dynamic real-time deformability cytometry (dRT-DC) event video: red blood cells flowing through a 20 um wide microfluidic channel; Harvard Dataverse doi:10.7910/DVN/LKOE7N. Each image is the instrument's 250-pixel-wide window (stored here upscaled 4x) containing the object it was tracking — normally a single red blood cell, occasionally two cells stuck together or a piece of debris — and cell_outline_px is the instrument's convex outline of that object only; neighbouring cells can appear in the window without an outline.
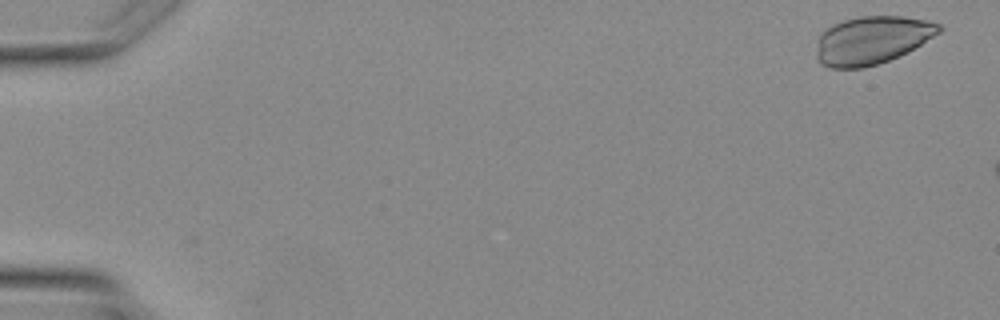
{"species": "Egyptian fruit bat (a non-hibernating species)", "species_latin": "Rousettus aegyptiacus", "temperature_condition": "warm", "stored_images_in_passage": 2, "camera_frame_rate_fps": 3000, "um_per_image_px": 0.085, "animal": {"sex": "female"}, "frame": {"image": 1, "passage_image": 1, "time_ms": 0.0, "image_size_px": [1000, 320], "cell_outline_px": [[944, 28], [940, 32], [920, 44], [888, 60], [876, 64], [860, 68], [832, 68], [816, 60], [816, 44], [820, 36], [828, 28], [844, 20], [860, 16], [900, 16], [924, 20], [940, 24]], "centroid_in_image_um": [74.09, 3.41], "position_along_channel_um": 10.9, "area_um2": 33.64}}